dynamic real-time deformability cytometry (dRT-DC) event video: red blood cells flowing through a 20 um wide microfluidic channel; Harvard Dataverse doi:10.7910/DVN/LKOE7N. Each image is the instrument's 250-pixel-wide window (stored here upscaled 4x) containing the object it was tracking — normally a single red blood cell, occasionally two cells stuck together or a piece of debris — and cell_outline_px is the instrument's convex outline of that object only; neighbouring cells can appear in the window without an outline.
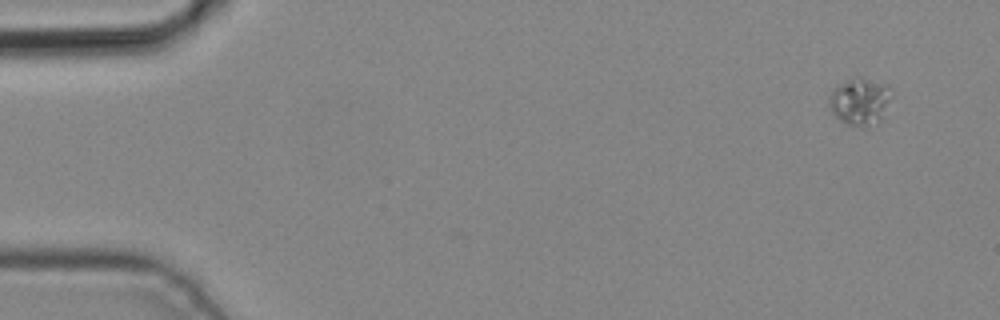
{"species": "common noctule bat (a hibernating species)", "species_latin": "Nyctalus noctula", "temperature_condition": "cold", "stored_images_in_passage": 5, "camera_frame_rate_fps": 3000, "um_per_image_px": 0.085, "animal": {"sex": "male", "body_mass_g": 19.2, "forearm_length_mm": 51.8}, "frame": {"image": 1, "passage_image": 1, "time_ms": 0.0, "image_size_px": [1000, 320], "cell_outline_px": [[892, 96], [884, 120], [864, 128], [860, 128], [844, 124], [828, 108], [828, 96], [832, 88], [836, 84], [852, 76], [860, 76], [888, 84], [892, 88]], "centroid_in_image_um": [73.11, 8.61], "position_along_channel_um": 11.9, "area_um2": 18.38}}
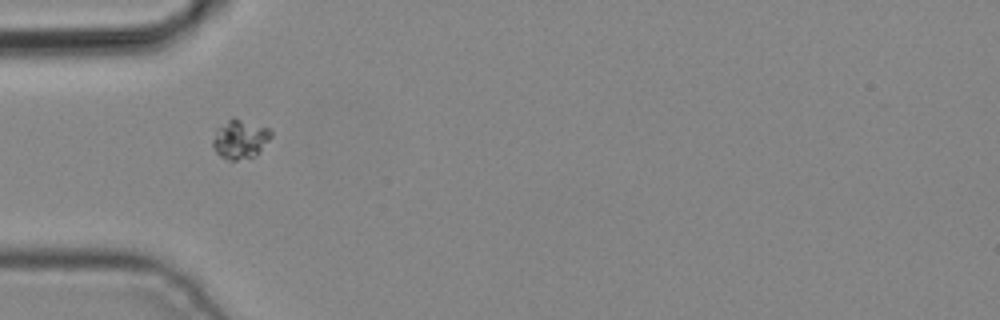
{"frame": {"image": 2, "passage_image": 4, "time_ms": 1.0, "image_size_px": [1000, 320], "cell_outline_px": [[272, 136], [260, 152], [256, 156], [236, 160], [228, 160], [220, 156], [212, 148], [212, 140], [216, 128], [232, 116], [268, 128], [272, 132]], "centroid_in_image_um": [20.39, 11.82], "position_along_channel_um": 64.6, "area_um2": 13.47}}
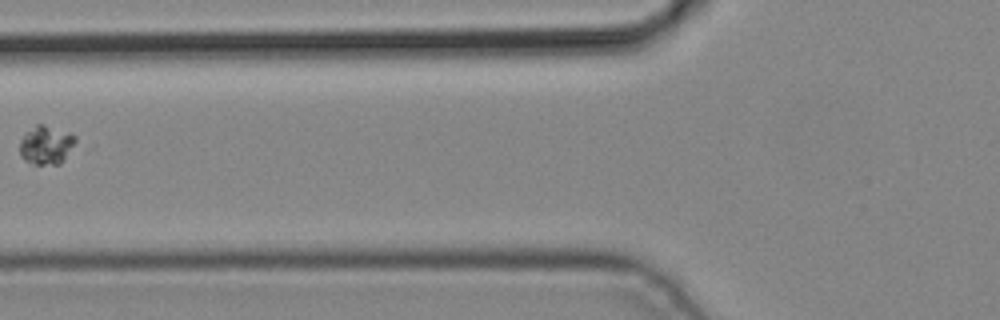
{"frame": {"image": 3, "passage_image": 5, "time_ms": 1.333, "image_size_px": [1000, 320], "cell_outline_px": [[76, 140], [64, 160], [60, 164], [32, 164], [24, 160], [20, 156], [20, 140], [24, 132], [36, 124], [44, 124], [68, 132], [76, 136]], "centroid_in_image_um": [3.89, 12.31], "position_along_channel_um": 121.9, "area_um2": 12.66}}